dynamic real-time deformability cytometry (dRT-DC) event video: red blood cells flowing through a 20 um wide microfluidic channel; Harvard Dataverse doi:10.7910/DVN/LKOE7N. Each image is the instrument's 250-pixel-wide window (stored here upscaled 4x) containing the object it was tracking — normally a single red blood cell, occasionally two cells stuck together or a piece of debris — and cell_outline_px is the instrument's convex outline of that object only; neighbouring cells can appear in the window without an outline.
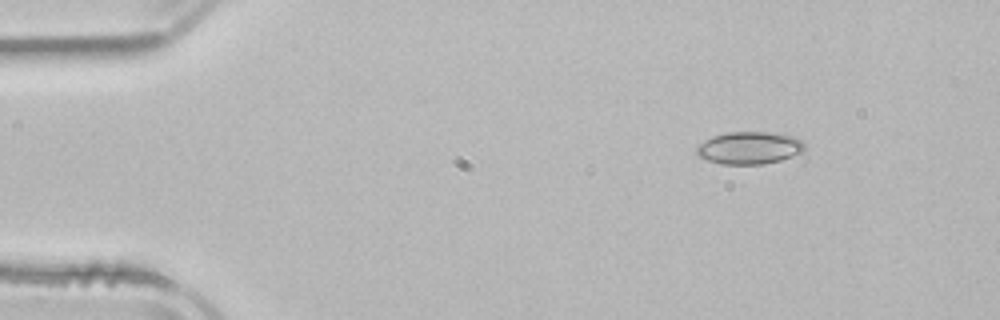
{"species": "common noctule bat (a hibernating species)", "species_latin": "Nyctalus noctula", "temperature_condition": "room temperature", "stored_images_in_passage": 3, "camera_frame_rate_fps": 3000, "um_per_image_px": 0.085, "animal": {"sex": "male", "body_mass_g": 21.5, "forearm_length_mm": 52.0}, "frame": {"image": 1, "passage_image": 1, "time_ms": 0.0, "image_size_px": [1000, 320], "cell_outline_px": [[804, 148], [800, 152], [792, 156], [780, 160], [764, 164], [720, 164], [696, 156], [696, 148], [704, 140], [712, 136], [728, 132], [768, 132], [796, 136], [804, 144]], "centroid_in_image_um": [63.66, 12.57], "position_along_channel_um": 21.3, "area_um2": 20.4}}
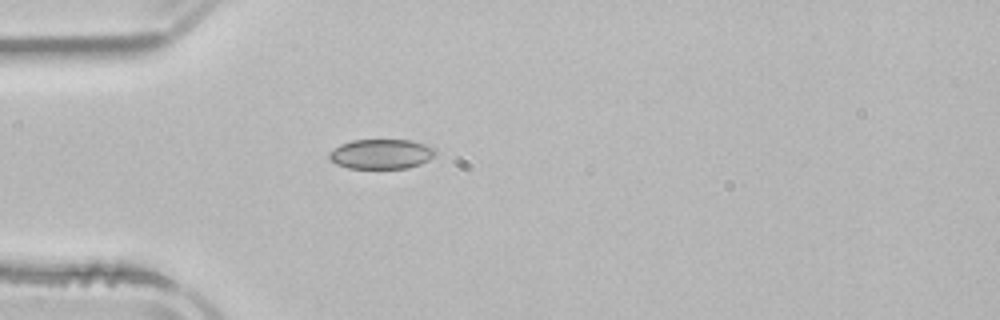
{"frame": {"image": 2, "passage_image": 3, "time_ms": 2.667, "image_size_px": [1000, 320], "cell_outline_px": [[436, 152], [428, 160], [420, 164], [408, 168], [348, 168], [336, 164], [328, 160], [328, 152], [340, 144], [352, 140], [412, 140], [436, 148]], "centroid_in_image_um": [32.37, 13.09], "position_along_channel_um": 52.6, "area_um2": 18.55}}